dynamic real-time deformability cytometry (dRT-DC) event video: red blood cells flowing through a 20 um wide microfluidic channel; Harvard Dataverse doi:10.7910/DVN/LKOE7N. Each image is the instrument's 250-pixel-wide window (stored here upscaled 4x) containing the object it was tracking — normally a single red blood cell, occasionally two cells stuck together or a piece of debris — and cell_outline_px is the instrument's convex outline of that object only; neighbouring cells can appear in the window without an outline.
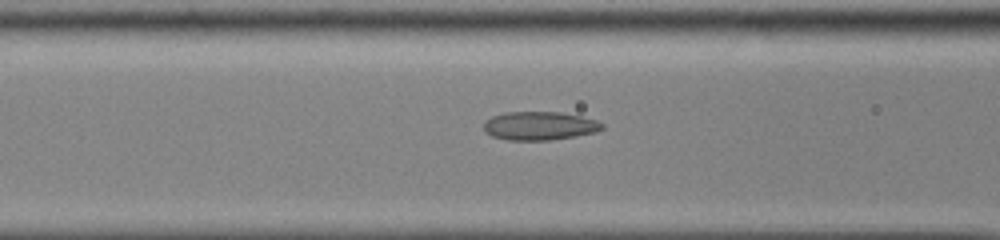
{"species": "common noctule bat (a hibernating species)", "species_latin": "Nyctalus noctula", "temperature_condition": "cold", "stored_images_in_passage": 35, "camera_frame_rate_fps": 3000, "um_per_image_px": 0.085, "animal": {"sex": "male", "body_mass_g": 13.0, "forearm_length_mm": 53.1}, "frame": {"image": 1, "passage_image": 5, "time_ms": 1.333, "image_size_px": [1000, 240], "cell_outline_px": [[604, 128], [596, 132], [576, 136], [548, 140], [508, 140], [492, 136], [484, 132], [484, 120], [492, 116], [504, 112], [560, 112], [580, 116], [596, 120], [604, 124]], "centroid_in_image_um": [45.84, 10.69], "position_along_channel_um": 120.8, "area_um2": 19.77}}
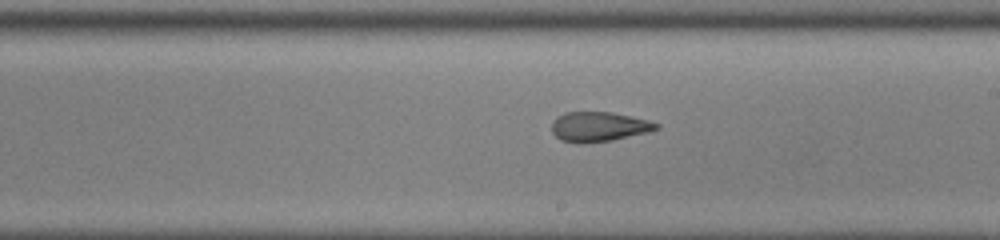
{"frame": {"image": 2, "passage_image": 14, "time_ms": 4.333, "image_size_px": [1000, 240], "cell_outline_px": [[660, 128], [648, 132], [612, 140], [580, 144], [560, 140], [552, 132], [552, 120], [556, 116], [564, 112], [612, 112], [648, 120], [660, 124]], "centroid_in_image_um": [50.87, 10.77], "position_along_channel_um": 238.1, "area_um2": 18.26}}
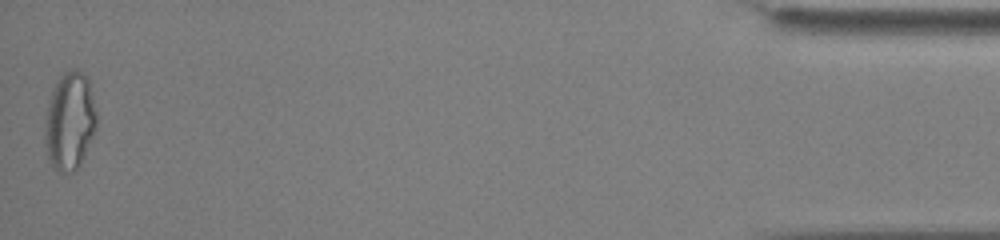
{"frame": {"image": 3, "passage_image": 35, "time_ms": 11.333, "image_size_px": [1000, 240], "cell_outline_px": [[96, 128], [80, 164], [72, 172], [60, 172], [52, 168], [48, 160], [44, 140], [44, 128], [48, 104], [52, 88], [56, 80], [68, 68], [76, 68], [88, 80], [96, 112]], "centroid_in_image_um": [5.89, 10.29], "position_along_channel_um": 429.3, "area_um2": 29.54}, "authors_computed_cell_mechanics": {"area_um2": 19.7098, "velocity_mm_per_s": 3.9143, "shape_relaxation_time_tau1_ms": null, "shape_relaxation_time_tau2_ms": 2.7405, "deformation_change_tau1": null, "deformation_change_tau2": 0.0932}}